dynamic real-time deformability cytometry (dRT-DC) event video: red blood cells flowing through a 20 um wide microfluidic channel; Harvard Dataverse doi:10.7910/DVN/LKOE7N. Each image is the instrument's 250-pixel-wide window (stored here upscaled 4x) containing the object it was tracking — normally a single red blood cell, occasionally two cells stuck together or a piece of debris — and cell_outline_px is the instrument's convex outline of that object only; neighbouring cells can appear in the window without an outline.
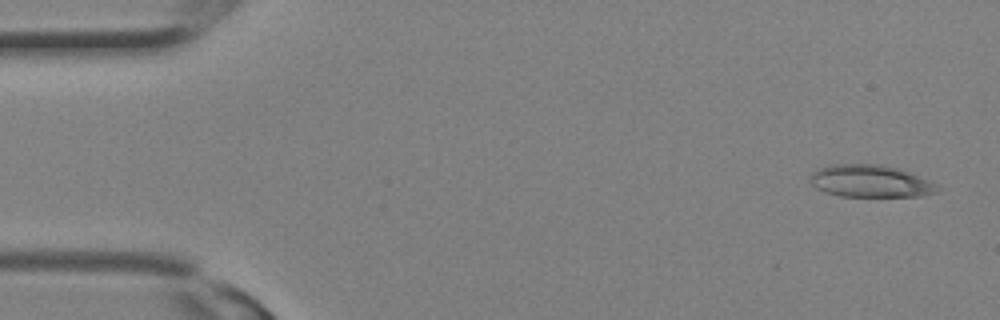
{"species": "Egyptian fruit bat (a non-hibernating species)", "species_latin": "Rousettus aegyptiacus", "temperature_condition": "room temperature", "stored_images_in_passage": 7, "camera_frame_rate_fps": 3000, "um_per_image_px": 0.085, "animal": {"sex": "female"}, "frame": {"image": 1, "passage_image": 1, "time_ms": 0.0, "image_size_px": [1000, 320], "cell_outline_px": [[936, 192], [924, 196], [840, 196], [824, 192], [816, 188], [812, 184], [812, 172], [828, 164], [880, 164], [896, 168], [928, 180], [936, 184]], "centroid_in_image_um": [73.94, 15.4], "position_along_channel_um": 11.1, "area_um2": 23.58}}